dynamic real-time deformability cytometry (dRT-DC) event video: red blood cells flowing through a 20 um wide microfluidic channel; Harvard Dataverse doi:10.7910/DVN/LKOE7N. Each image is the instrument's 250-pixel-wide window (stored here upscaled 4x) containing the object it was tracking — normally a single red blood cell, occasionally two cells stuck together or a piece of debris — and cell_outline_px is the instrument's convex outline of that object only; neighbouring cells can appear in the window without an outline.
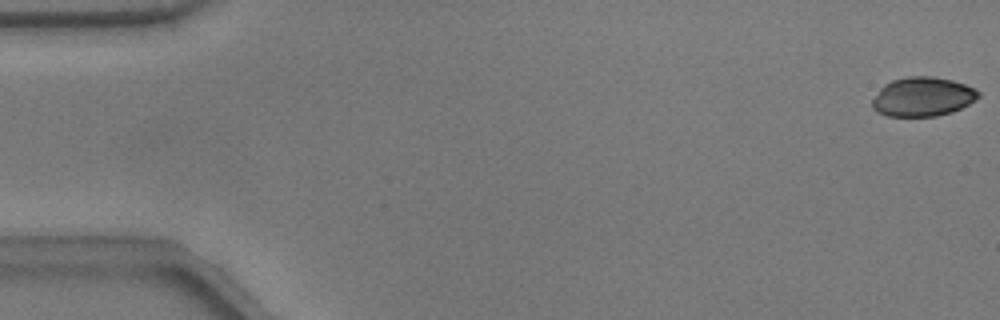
{"species": "common noctule bat (a hibernating species)", "species_latin": "Nyctalus noctula", "temperature_condition": "warm", "stored_images_in_passage": 50, "camera_frame_rate_fps": 3000, "um_per_image_px": 0.085, "animal": {"sex": "male", "body_mass_g": 17.9}, "frame": {"image": 1, "passage_image": 1, "time_ms": 0.0, "image_size_px": [1000, 320], "cell_outline_px": [[980, 96], [976, 100], [952, 112], [936, 116], [888, 116], [876, 112], [872, 108], [872, 100], [880, 88], [884, 84], [892, 80], [908, 76], [932, 76], [952, 80], [976, 88], [980, 92]], "centroid_in_image_um": [78.42, 8.22], "position_along_channel_um": 6.6, "area_um2": 24.39}}
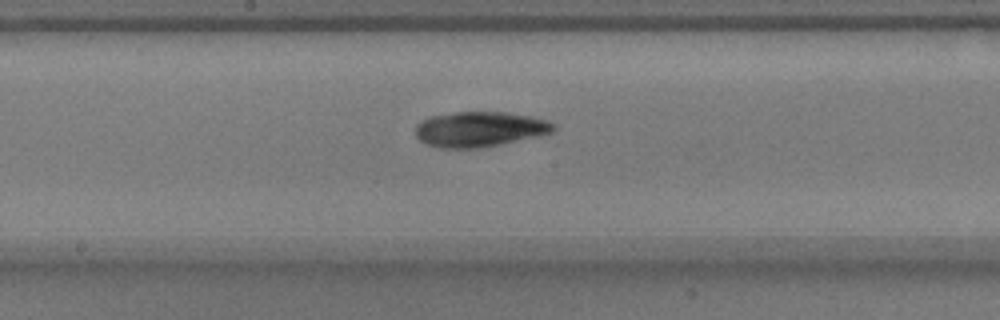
{"frame": {"image": 2, "passage_image": 28, "time_ms": 9.0, "image_size_px": [1000, 320], "cell_outline_px": [[556, 128], [552, 132], [540, 136], [500, 144], [476, 148], [440, 148], [424, 144], [416, 136], [416, 124], [420, 120], [432, 116], [456, 112], [504, 112], [528, 116], [548, 120], [556, 124]], "centroid_in_image_um": [40.76, 10.98], "position_along_channel_um": 207.4, "area_um2": 28.38}}
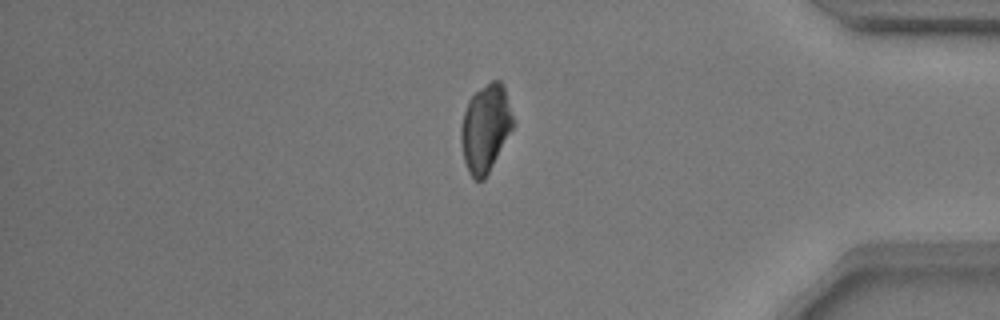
{"frame": {"image": 3, "passage_image": 45, "time_ms": 14.667, "image_size_px": [1000, 320], "cell_outline_px": [[516, 124], [484, 180], [476, 180], [468, 172], [464, 160], [460, 140], [460, 124], [468, 100], [476, 92], [492, 80], [500, 80], [504, 84]], "centroid_in_image_um": [41.29, 10.88], "position_along_channel_um": 393.9, "area_um2": 26.88}, "authors_computed_cell_mechanics": {"area_um2": 27.3394, "velocity_mm_per_s": 3.7989, "shape_relaxation_time_tau1_ms": 6.0197, "shape_relaxation_time_tau2_ms": null, "deformation_change_tau1": 0.135, "deformation_change_tau2": null}}